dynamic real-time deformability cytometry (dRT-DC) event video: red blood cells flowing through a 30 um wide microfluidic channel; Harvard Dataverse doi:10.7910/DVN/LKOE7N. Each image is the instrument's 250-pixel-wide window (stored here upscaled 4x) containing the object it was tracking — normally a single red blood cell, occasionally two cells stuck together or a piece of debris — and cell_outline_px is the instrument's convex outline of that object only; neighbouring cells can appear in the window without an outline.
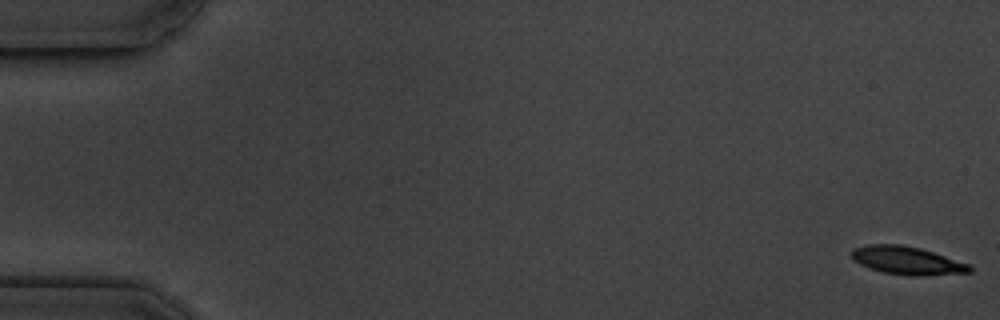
{"species": "common noctule bat (a hibernating species)", "species_latin": "Nyctalus noctula", "temperature_condition": "cold", "stored_images_in_passage": 17, "camera_frame_rate_fps": 3000, "um_per_image_px": 0.085, "animal": {"sex": "male", "body_mass_g": 19.5, "forearm_length_mm": 54.6}, "frame": {"image": 1, "passage_image": 1, "time_ms": 0.0, "image_size_px": [1000, 320], "cell_outline_px": [[972, 272], [924, 276], [908, 276], [884, 272], [868, 268], [852, 260], [852, 248], [868, 244], [900, 244], [920, 248], [968, 264], [972, 268]], "centroid_in_image_um": [77.06, 22.15], "position_along_channel_um": 7.9, "area_um2": 19.31}}
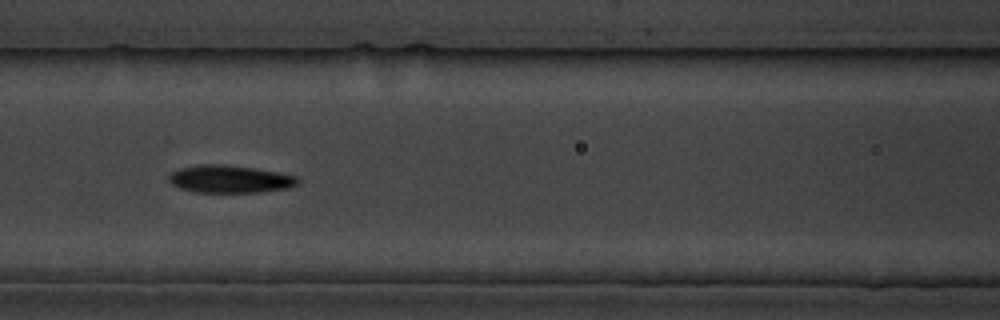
{"frame": {"image": 2, "passage_image": 8, "time_ms": 8.0, "image_size_px": [1000, 320], "cell_outline_px": [[300, 180], [296, 184], [288, 188], [264, 192], [196, 192], [180, 188], [172, 184], [168, 180], [168, 176], [172, 172], [180, 168], [200, 164], [224, 164], [256, 168], [280, 172], [296, 176]], "centroid_in_image_um": [19.55, 15.21], "position_along_channel_um": 147.0, "area_um2": 20.87}}
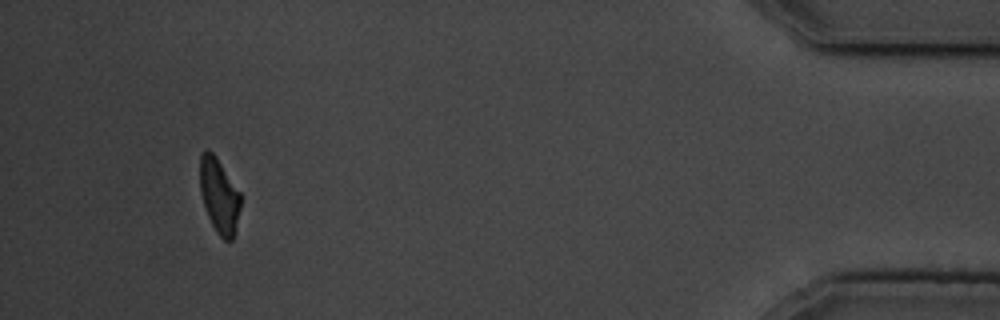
{"frame": {"image": 3, "passage_image": 16, "time_ms": 17.333, "image_size_px": [1000, 320], "cell_outline_px": [[240, 208], [232, 240], [224, 240], [216, 232], [208, 216], [200, 192], [200, 152], [204, 148], [208, 148], [216, 156], [240, 192]], "centroid_in_image_um": [18.61, 16.58], "position_along_channel_um": 416.6, "area_um2": 17.63}, "authors_computed_cell_mechanics": {"area_um2": 19.652, "velocity_mm_per_s": 3.5823, "shape_relaxation_time_tau1_ms": 2.2886, "shape_relaxation_time_tau2_ms": null, "deformation_change_tau1": 0.1107, "deformation_change_tau2": null}}